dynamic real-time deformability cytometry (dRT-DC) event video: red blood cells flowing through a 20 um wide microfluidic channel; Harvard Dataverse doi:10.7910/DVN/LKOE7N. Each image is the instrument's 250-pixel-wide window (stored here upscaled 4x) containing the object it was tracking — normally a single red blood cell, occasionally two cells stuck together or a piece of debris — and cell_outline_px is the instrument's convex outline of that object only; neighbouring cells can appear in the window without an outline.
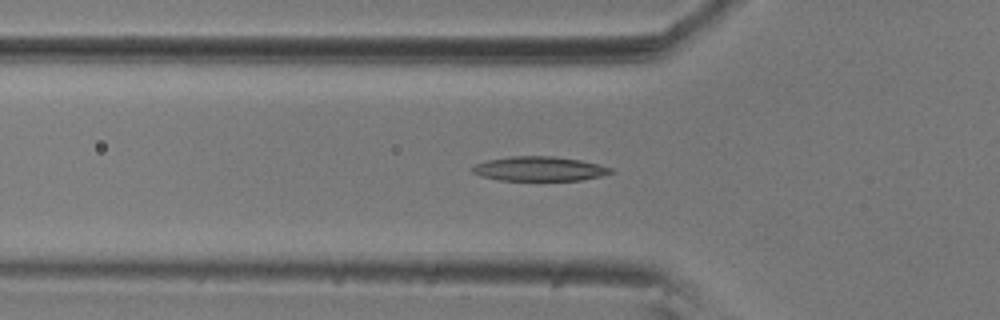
{"species": "common noctule bat (a hibernating species)", "species_latin": "Nyctalus noctula", "temperature_condition": "room temperature", "stored_images_in_passage": 50, "camera_frame_rate_fps": 3000, "um_per_image_px": 0.085, "animal": {"sex": "male", "body_mass_g": 20.5, "forearm_length_mm": 52.5}, "frame": {"image": 1, "passage_image": 18, "time_ms": 5.667, "image_size_px": [1000, 320], "cell_outline_px": [[612, 172], [600, 176], [580, 180], [500, 180], [480, 176], [472, 172], [468, 168], [476, 164], [488, 160], [508, 156], [552, 156], [580, 160], [612, 168]], "centroid_in_image_um": [45.77, 14.34], "position_along_channel_um": 80.0, "area_um2": 19.59}}
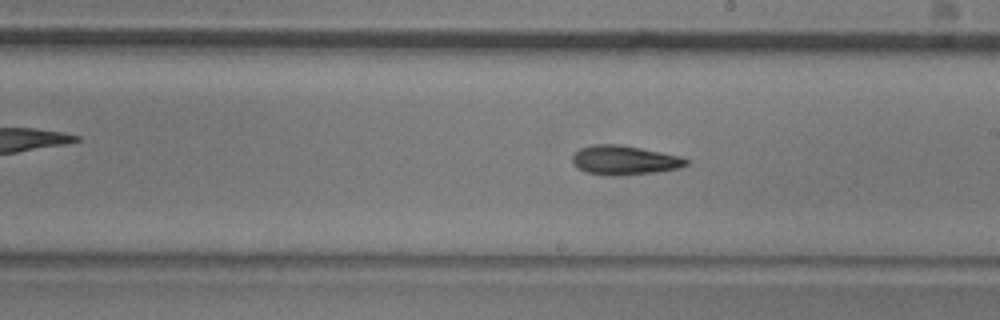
{"frame": {"image": 2, "passage_image": 31, "time_ms": 10.0, "image_size_px": [1000, 320], "cell_outline_px": [[688, 164], [680, 168], [656, 172], [620, 176], [604, 176], [584, 172], [576, 168], [572, 160], [572, 156], [580, 148], [596, 144], [616, 144], [640, 148], [680, 156], [688, 160]], "centroid_in_image_um": [53.04, 13.64], "position_along_channel_um": 236.0, "area_um2": 19.54}}
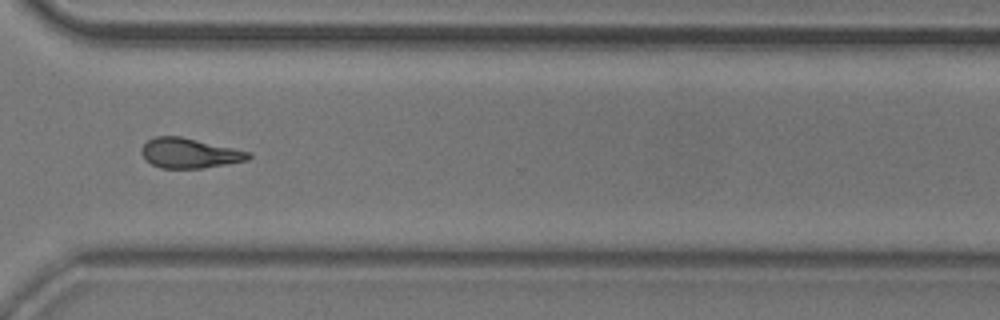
{"frame": {"image": 3, "passage_image": 41, "time_ms": 13.333, "image_size_px": [1000, 320], "cell_outline_px": [[252, 156], [248, 160], [228, 164], [204, 168], [160, 168], [144, 160], [140, 152], [140, 148], [148, 140], [156, 136], [180, 136], [252, 152]], "centroid_in_image_um": [16.1, 13.02], "position_along_channel_um": 354.5, "area_um2": 18.84}, "authors_computed_cell_mechanics": {"area_um2": 19.2763, "velocity_mm_per_s": 3.5746, "shape_relaxation_time_tau1_ms": 5.2682, "shape_relaxation_time_tau2_ms": null, "deformation_change_tau1": 0.1518, "deformation_change_tau2": null}}